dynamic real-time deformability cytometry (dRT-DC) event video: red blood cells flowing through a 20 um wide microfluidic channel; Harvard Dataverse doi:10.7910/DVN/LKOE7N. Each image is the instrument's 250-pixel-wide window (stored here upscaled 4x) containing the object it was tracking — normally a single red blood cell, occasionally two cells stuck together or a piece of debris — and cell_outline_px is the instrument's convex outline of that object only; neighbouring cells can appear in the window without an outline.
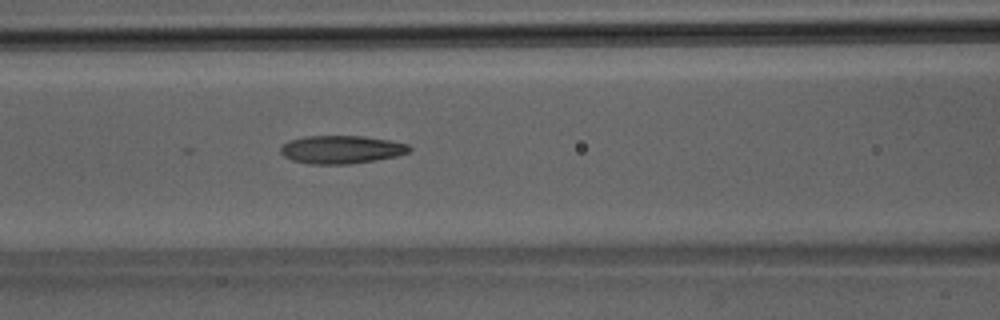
{"species": "Egyptian fruit bat (a non-hibernating species)", "species_latin": "Rousettus aegyptiacus", "temperature_condition": "room temperature", "stored_images_in_passage": 32, "camera_frame_rate_fps": 3000, "um_per_image_px": 0.085, "animal": {"sex": "male"}, "frame": {"image": 1, "passage_image": 9, "time_ms": 2.667, "image_size_px": [1000, 320], "cell_outline_px": [[412, 148], [408, 152], [396, 156], [376, 160], [348, 164], [308, 164], [292, 160], [284, 156], [280, 152], [280, 148], [288, 140], [304, 136], [364, 136], [388, 140], [408, 144]], "centroid_in_image_um": [28.99, 12.71], "position_along_channel_um": 137.6, "area_um2": 21.1}}
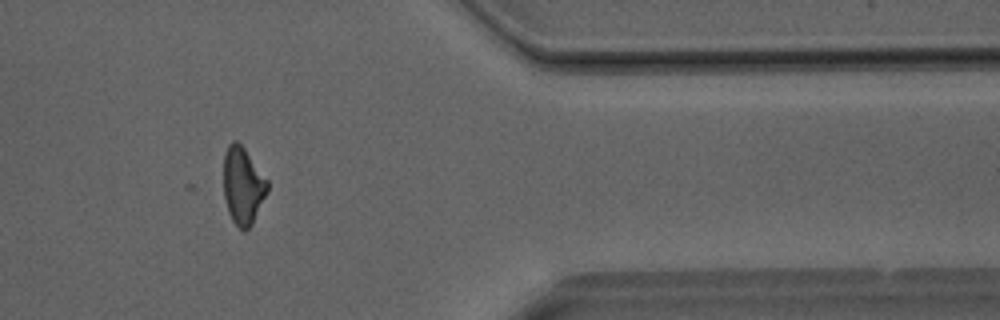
{"frame": {"image": 2, "passage_image": 25, "time_ms": 8.0, "image_size_px": [1000, 320], "cell_outline_px": [[268, 192], [252, 224], [244, 232], [232, 220], [228, 212], [224, 196], [224, 152], [228, 144], [232, 140], [236, 140], [244, 148], [268, 180]], "centroid_in_image_um": [20.65, 15.78], "position_along_channel_um": 390.8, "area_um2": 19.77}}
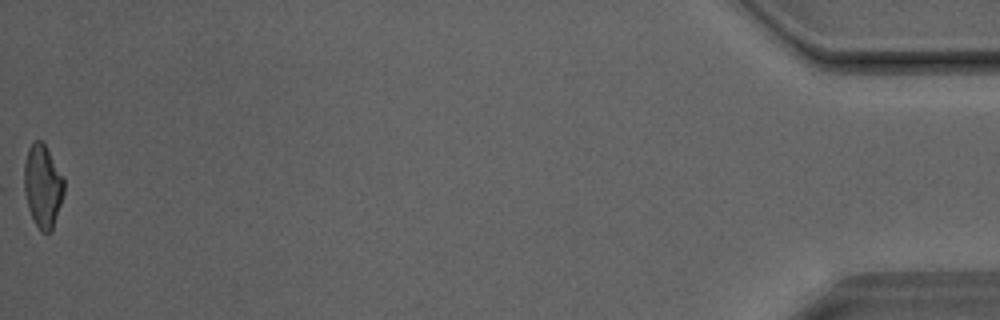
{"frame": {"image": 3, "passage_image": 32, "time_ms": 10.333, "image_size_px": [1000, 320], "cell_outline_px": [[64, 192], [52, 232], [40, 232], [16, 188], [28, 148], [32, 140], [40, 140], [44, 144], [64, 180]], "centroid_in_image_um": [3.49, 15.84], "position_along_channel_um": 431.7, "area_um2": 20.58}}